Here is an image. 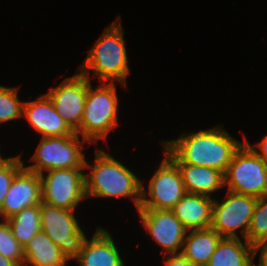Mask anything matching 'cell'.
<instances>
[{"label":"cell","instance_id":"16","mask_svg":"<svg viewBox=\"0 0 267 266\" xmlns=\"http://www.w3.org/2000/svg\"><path fill=\"white\" fill-rule=\"evenodd\" d=\"M75 261L80 266H125L111 233L100 226Z\"/></svg>","mask_w":267,"mask_h":266},{"label":"cell","instance_id":"1","mask_svg":"<svg viewBox=\"0 0 267 266\" xmlns=\"http://www.w3.org/2000/svg\"><path fill=\"white\" fill-rule=\"evenodd\" d=\"M186 134H180L178 139L162 141L161 144L184 164L215 168L223 174L244 143L233 138L221 125Z\"/></svg>","mask_w":267,"mask_h":266},{"label":"cell","instance_id":"17","mask_svg":"<svg viewBox=\"0 0 267 266\" xmlns=\"http://www.w3.org/2000/svg\"><path fill=\"white\" fill-rule=\"evenodd\" d=\"M214 198L186 193L171 209L187 230L208 229L212 225Z\"/></svg>","mask_w":267,"mask_h":266},{"label":"cell","instance_id":"12","mask_svg":"<svg viewBox=\"0 0 267 266\" xmlns=\"http://www.w3.org/2000/svg\"><path fill=\"white\" fill-rule=\"evenodd\" d=\"M144 228L166 254L182 252L187 229L175 217L172 210L138 209Z\"/></svg>","mask_w":267,"mask_h":266},{"label":"cell","instance_id":"30","mask_svg":"<svg viewBox=\"0 0 267 266\" xmlns=\"http://www.w3.org/2000/svg\"><path fill=\"white\" fill-rule=\"evenodd\" d=\"M6 158H4L3 156H1L0 154V163L3 162Z\"/></svg>","mask_w":267,"mask_h":266},{"label":"cell","instance_id":"14","mask_svg":"<svg viewBox=\"0 0 267 266\" xmlns=\"http://www.w3.org/2000/svg\"><path fill=\"white\" fill-rule=\"evenodd\" d=\"M34 130L42 135L50 136H68L75 132L63 120L55 110L51 100L46 94H42L34 101H26L23 106V117Z\"/></svg>","mask_w":267,"mask_h":266},{"label":"cell","instance_id":"3","mask_svg":"<svg viewBox=\"0 0 267 266\" xmlns=\"http://www.w3.org/2000/svg\"><path fill=\"white\" fill-rule=\"evenodd\" d=\"M120 17L95 42L89 54L79 66L78 71L90 78L92 70L101 82L120 83L127 87L126 79L130 74L128 57L125 47L124 30L121 27Z\"/></svg>","mask_w":267,"mask_h":266},{"label":"cell","instance_id":"11","mask_svg":"<svg viewBox=\"0 0 267 266\" xmlns=\"http://www.w3.org/2000/svg\"><path fill=\"white\" fill-rule=\"evenodd\" d=\"M87 92L88 77L78 71L45 93L55 110L79 136Z\"/></svg>","mask_w":267,"mask_h":266},{"label":"cell","instance_id":"18","mask_svg":"<svg viewBox=\"0 0 267 266\" xmlns=\"http://www.w3.org/2000/svg\"><path fill=\"white\" fill-rule=\"evenodd\" d=\"M222 238L212 228L188 230L181 253L195 265L206 266Z\"/></svg>","mask_w":267,"mask_h":266},{"label":"cell","instance_id":"6","mask_svg":"<svg viewBox=\"0 0 267 266\" xmlns=\"http://www.w3.org/2000/svg\"><path fill=\"white\" fill-rule=\"evenodd\" d=\"M228 191L260 198L267 195V164L244 142L224 174Z\"/></svg>","mask_w":267,"mask_h":266},{"label":"cell","instance_id":"24","mask_svg":"<svg viewBox=\"0 0 267 266\" xmlns=\"http://www.w3.org/2000/svg\"><path fill=\"white\" fill-rule=\"evenodd\" d=\"M0 254L24 266V247L13 236L6 220L0 222Z\"/></svg>","mask_w":267,"mask_h":266},{"label":"cell","instance_id":"23","mask_svg":"<svg viewBox=\"0 0 267 266\" xmlns=\"http://www.w3.org/2000/svg\"><path fill=\"white\" fill-rule=\"evenodd\" d=\"M264 239H267V195L257 199L247 235L252 246Z\"/></svg>","mask_w":267,"mask_h":266},{"label":"cell","instance_id":"21","mask_svg":"<svg viewBox=\"0 0 267 266\" xmlns=\"http://www.w3.org/2000/svg\"><path fill=\"white\" fill-rule=\"evenodd\" d=\"M40 205L22 209L20 212L6 219L13 236L23 246L41 231Z\"/></svg>","mask_w":267,"mask_h":266},{"label":"cell","instance_id":"22","mask_svg":"<svg viewBox=\"0 0 267 266\" xmlns=\"http://www.w3.org/2000/svg\"><path fill=\"white\" fill-rule=\"evenodd\" d=\"M24 102L18 97V87L0 85V123L23 117Z\"/></svg>","mask_w":267,"mask_h":266},{"label":"cell","instance_id":"27","mask_svg":"<svg viewBox=\"0 0 267 266\" xmlns=\"http://www.w3.org/2000/svg\"><path fill=\"white\" fill-rule=\"evenodd\" d=\"M244 142L267 164V135L254 146L250 145L245 136Z\"/></svg>","mask_w":267,"mask_h":266},{"label":"cell","instance_id":"8","mask_svg":"<svg viewBox=\"0 0 267 266\" xmlns=\"http://www.w3.org/2000/svg\"><path fill=\"white\" fill-rule=\"evenodd\" d=\"M186 193L179 168L166 155L149 180L148 190L142 185L139 209L171 210Z\"/></svg>","mask_w":267,"mask_h":266},{"label":"cell","instance_id":"9","mask_svg":"<svg viewBox=\"0 0 267 266\" xmlns=\"http://www.w3.org/2000/svg\"><path fill=\"white\" fill-rule=\"evenodd\" d=\"M84 168L53 169L40 174L42 183V202L75 210L86 199Z\"/></svg>","mask_w":267,"mask_h":266},{"label":"cell","instance_id":"29","mask_svg":"<svg viewBox=\"0 0 267 266\" xmlns=\"http://www.w3.org/2000/svg\"><path fill=\"white\" fill-rule=\"evenodd\" d=\"M0 266H20L17 262L10 260L0 254Z\"/></svg>","mask_w":267,"mask_h":266},{"label":"cell","instance_id":"20","mask_svg":"<svg viewBox=\"0 0 267 266\" xmlns=\"http://www.w3.org/2000/svg\"><path fill=\"white\" fill-rule=\"evenodd\" d=\"M25 263L30 266H66L67 259L43 231L38 232L24 247Z\"/></svg>","mask_w":267,"mask_h":266},{"label":"cell","instance_id":"5","mask_svg":"<svg viewBox=\"0 0 267 266\" xmlns=\"http://www.w3.org/2000/svg\"><path fill=\"white\" fill-rule=\"evenodd\" d=\"M87 141L75 133L68 136L41 137L35 153L30 158L35 162L26 169L38 173L53 169L84 168L83 146Z\"/></svg>","mask_w":267,"mask_h":266},{"label":"cell","instance_id":"25","mask_svg":"<svg viewBox=\"0 0 267 266\" xmlns=\"http://www.w3.org/2000/svg\"><path fill=\"white\" fill-rule=\"evenodd\" d=\"M24 166L21 155L6 158L0 163V208L16 173Z\"/></svg>","mask_w":267,"mask_h":266},{"label":"cell","instance_id":"26","mask_svg":"<svg viewBox=\"0 0 267 266\" xmlns=\"http://www.w3.org/2000/svg\"><path fill=\"white\" fill-rule=\"evenodd\" d=\"M165 266H197L191 260L187 259L182 253L179 254H164Z\"/></svg>","mask_w":267,"mask_h":266},{"label":"cell","instance_id":"10","mask_svg":"<svg viewBox=\"0 0 267 266\" xmlns=\"http://www.w3.org/2000/svg\"><path fill=\"white\" fill-rule=\"evenodd\" d=\"M225 196L221 203L214 199L211 228L223 238H240L236 230L241 229L243 239L247 240L258 198L230 191Z\"/></svg>","mask_w":267,"mask_h":266},{"label":"cell","instance_id":"15","mask_svg":"<svg viewBox=\"0 0 267 266\" xmlns=\"http://www.w3.org/2000/svg\"><path fill=\"white\" fill-rule=\"evenodd\" d=\"M167 155L179 168L187 193L210 196L224 188V174L211 167L197 166L182 163L164 144Z\"/></svg>","mask_w":267,"mask_h":266},{"label":"cell","instance_id":"19","mask_svg":"<svg viewBox=\"0 0 267 266\" xmlns=\"http://www.w3.org/2000/svg\"><path fill=\"white\" fill-rule=\"evenodd\" d=\"M241 238H222L206 266H255L254 246Z\"/></svg>","mask_w":267,"mask_h":266},{"label":"cell","instance_id":"7","mask_svg":"<svg viewBox=\"0 0 267 266\" xmlns=\"http://www.w3.org/2000/svg\"><path fill=\"white\" fill-rule=\"evenodd\" d=\"M74 211L51 206L44 202L40 204L41 231L61 248L62 254L68 261L76 260L80 256L88 239L81 229Z\"/></svg>","mask_w":267,"mask_h":266},{"label":"cell","instance_id":"28","mask_svg":"<svg viewBox=\"0 0 267 266\" xmlns=\"http://www.w3.org/2000/svg\"><path fill=\"white\" fill-rule=\"evenodd\" d=\"M260 250V259L257 266H267V239H264L254 245V256H256Z\"/></svg>","mask_w":267,"mask_h":266},{"label":"cell","instance_id":"2","mask_svg":"<svg viewBox=\"0 0 267 266\" xmlns=\"http://www.w3.org/2000/svg\"><path fill=\"white\" fill-rule=\"evenodd\" d=\"M93 166L85 159V191L88 197H131L138 210L142 198L143 182L129 168L97 147Z\"/></svg>","mask_w":267,"mask_h":266},{"label":"cell","instance_id":"4","mask_svg":"<svg viewBox=\"0 0 267 266\" xmlns=\"http://www.w3.org/2000/svg\"><path fill=\"white\" fill-rule=\"evenodd\" d=\"M100 85L93 88L88 78V92L80 123V136L95 145L99 140L106 139L107 134L119 125L117 87L110 82H101Z\"/></svg>","mask_w":267,"mask_h":266},{"label":"cell","instance_id":"13","mask_svg":"<svg viewBox=\"0 0 267 266\" xmlns=\"http://www.w3.org/2000/svg\"><path fill=\"white\" fill-rule=\"evenodd\" d=\"M42 202V183L38 173L24 166L16 173L0 208V216L8 219L22 209Z\"/></svg>","mask_w":267,"mask_h":266}]
</instances>
